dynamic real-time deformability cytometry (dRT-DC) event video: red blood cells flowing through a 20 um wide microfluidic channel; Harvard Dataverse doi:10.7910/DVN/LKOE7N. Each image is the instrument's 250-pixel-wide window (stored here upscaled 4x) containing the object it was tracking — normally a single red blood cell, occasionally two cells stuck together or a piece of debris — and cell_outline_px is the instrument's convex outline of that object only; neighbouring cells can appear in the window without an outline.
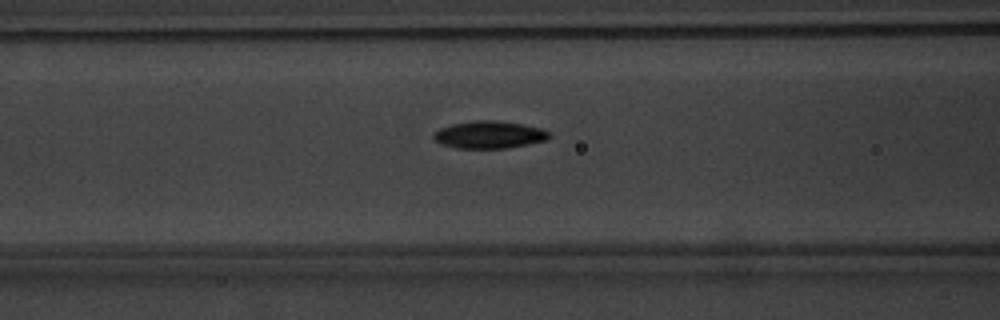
{"species": "common noctule bat (a hibernating species)", "species_latin": "Nyctalus noctula", "temperature_condition": "warm", "stored_images_in_passage": 52, "camera_frame_rate_fps": 3000, "um_per_image_px": 0.085, "animal": {"sex": "male", "body_mass_g": 20.1, "forearm_length_mm": 53.5}, "frame": {"image": 1, "passage_image": 21, "time_ms": 6.667, "image_size_px": [1000, 320], "cell_outline_px": [[552, 136], [548, 140], [508, 148], [456, 148], [444, 144], [436, 140], [432, 136], [440, 128], [452, 124], [476, 120], [496, 120], [520, 124], [540, 128], [548, 132]], "centroid_in_image_um": [41.62, 11.45], "position_along_channel_um": 125.0, "area_um2": 18.26}}
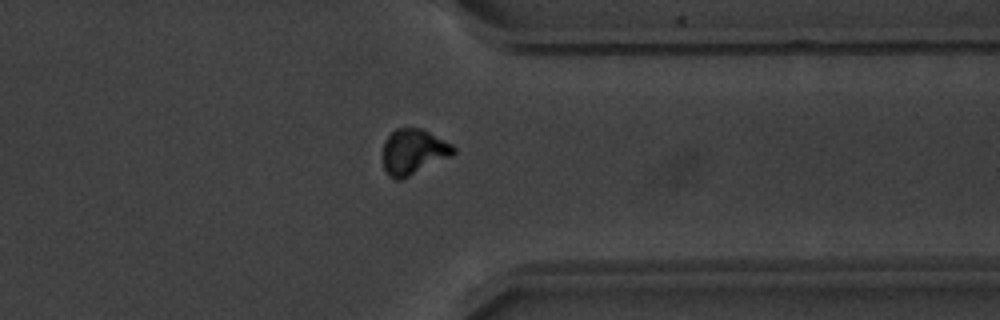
{"frame": {"image": 2, "passage_image": 41, "time_ms": 13.333, "image_size_px": [1000, 320], "cell_outline_px": [[456, 152], [452, 156], [400, 180], [396, 180], [388, 176], [384, 168], [384, 140], [396, 128], [424, 128], [452, 144], [456, 148]], "centroid_in_image_um": [35.17, 12.89], "position_along_channel_um": 376.2, "area_um2": 18.79}}
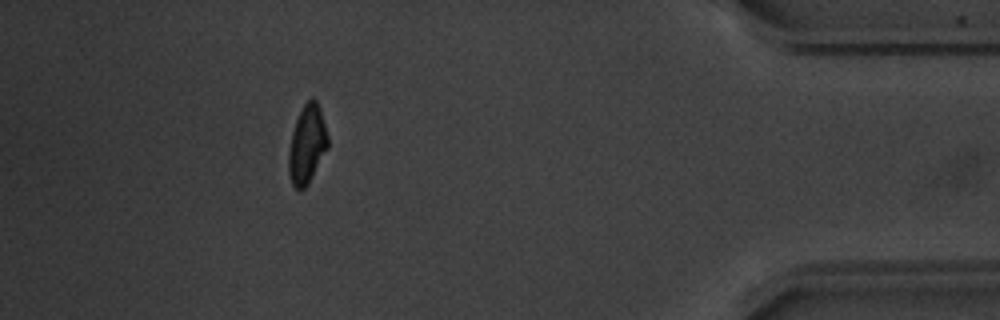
{"frame": {"image": 3, "passage_image": 47, "time_ms": 15.333, "image_size_px": [1000, 320], "cell_outline_px": [[328, 148], [308, 184], [304, 188], [296, 188], [292, 184], [288, 172], [288, 152], [292, 132], [296, 120], [304, 104], [308, 100], [316, 100], [320, 108], [328, 136]], "centroid_in_image_um": [26.09, 12.29], "position_along_channel_um": 409.1, "area_um2": 17.74}, "authors_computed_cell_mechanics": {"area_um2": 17.8313, "velocity_mm_per_s": 3.7971, "shape_relaxation_time_tau1_ms": 2.7993, "shape_relaxation_time_tau2_ms": 2.7686, "deformation_change_tau1": 0.1431, "deformation_change_tau2": 0.0812}}